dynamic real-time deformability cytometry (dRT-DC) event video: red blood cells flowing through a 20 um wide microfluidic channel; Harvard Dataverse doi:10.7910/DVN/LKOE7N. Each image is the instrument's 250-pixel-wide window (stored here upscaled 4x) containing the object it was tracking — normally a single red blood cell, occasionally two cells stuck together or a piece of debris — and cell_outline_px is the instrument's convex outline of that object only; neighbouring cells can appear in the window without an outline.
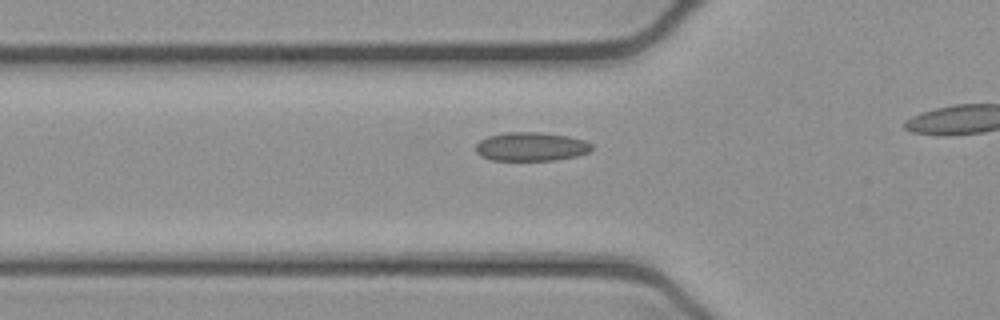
{"species": "common noctule bat (a hibernating species)", "species_latin": "Nyctalus noctula", "temperature_condition": "cold", "stored_images_in_passage": 31, "camera_frame_rate_fps": 3000, "um_per_image_px": 0.085, "animal": {"sex": "female", "body_mass_g": 21.9}, "frame": {"image": 1, "passage_image": 13, "time_ms": 4.0, "image_size_px": [1000, 320], "cell_outline_px": [[592, 148], [588, 152], [576, 156], [556, 160], [492, 160], [480, 156], [476, 152], [476, 144], [480, 140], [488, 136], [504, 132], [540, 132], [568, 136], [584, 140], [592, 144]], "centroid_in_image_um": [45.12, 12.46], "position_along_channel_um": 80.7, "area_um2": 19.48}}
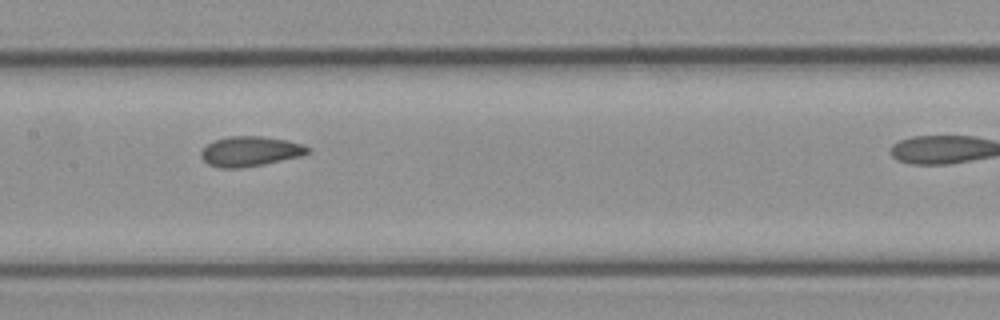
{"frame": {"image": 2, "passage_image": 21, "time_ms": 6.667, "image_size_px": [1000, 320], "cell_outline_px": [[312, 152], [300, 156], [264, 164], [240, 168], [220, 168], [208, 164], [200, 156], [200, 152], [212, 140], [228, 136], [260, 136], [288, 140], [312, 148]], "centroid_in_image_um": [21.27, 12.86], "position_along_channel_um": 186.1, "area_um2": 18.73}}
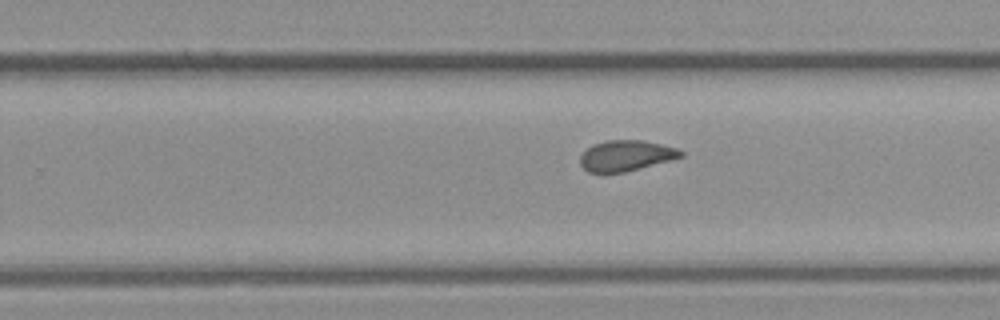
{"frame": {"image": 3, "passage_image": 28, "time_ms": 9.0, "image_size_px": [1000, 320], "cell_outline_px": [[684, 156], [624, 172], [604, 176], [588, 172], [580, 164], [580, 156], [592, 144], [608, 140], [644, 140], [680, 148], [684, 152]], "centroid_in_image_um": [53.18, 13.25], "position_along_channel_um": 276.6, "area_um2": 18.44}}